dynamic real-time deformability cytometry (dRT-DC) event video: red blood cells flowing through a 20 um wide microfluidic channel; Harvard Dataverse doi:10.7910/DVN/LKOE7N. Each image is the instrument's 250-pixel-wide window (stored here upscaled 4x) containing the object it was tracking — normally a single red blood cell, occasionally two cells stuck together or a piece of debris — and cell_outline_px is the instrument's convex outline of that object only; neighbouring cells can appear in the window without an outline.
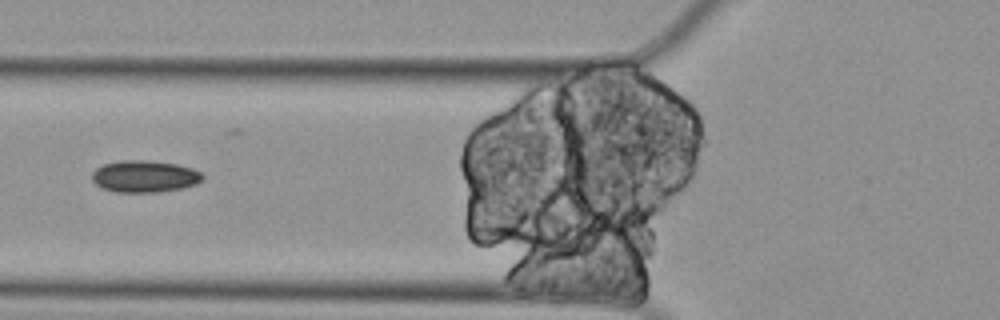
{"species": "Egyptian fruit bat (a non-hibernating species)", "species_latin": "Rousettus aegyptiacus", "temperature_condition": "cold", "stored_images_in_passage": 15, "camera_frame_rate_fps": 3000, "um_per_image_px": 0.085, "animal": {"sex": "female"}, "frame": {"image": 1, "passage_image": 6, "time_ms": 1.667, "image_size_px": [1000, 320], "cell_outline_px": [[204, 180], [196, 184], [180, 188], [160, 192], [116, 192], [100, 188], [92, 180], [92, 172], [96, 168], [104, 164], [120, 160], [148, 160], [176, 164], [192, 168], [200, 172], [204, 176]], "centroid_in_image_um": [12.28, 14.99], "position_along_channel_um": 113.5, "area_um2": 20.69}}
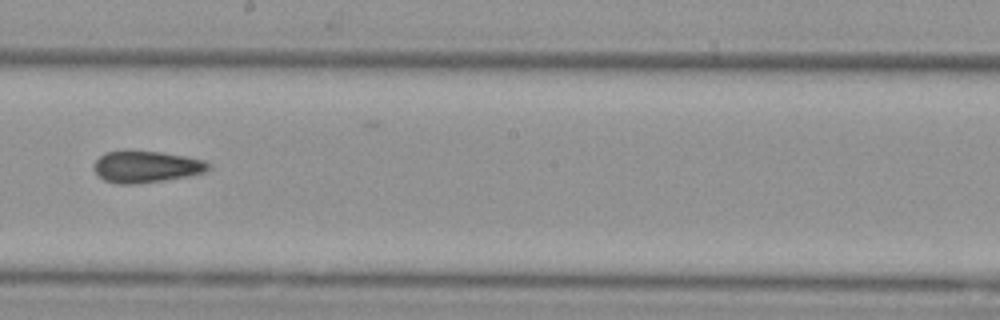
{"frame": {"image": 2, "passage_image": 9, "time_ms": 2.667, "image_size_px": [1000, 320], "cell_outline_px": [[212, 168], [204, 172], [188, 176], [164, 180], [136, 184], [116, 184], [104, 180], [92, 168], [92, 164], [104, 152], [124, 148], [128, 148], [160, 152], [184, 156], [204, 160]], "centroid_in_image_um": [12.36, 14.14], "position_along_channel_um": 235.8, "area_um2": 21.73}}
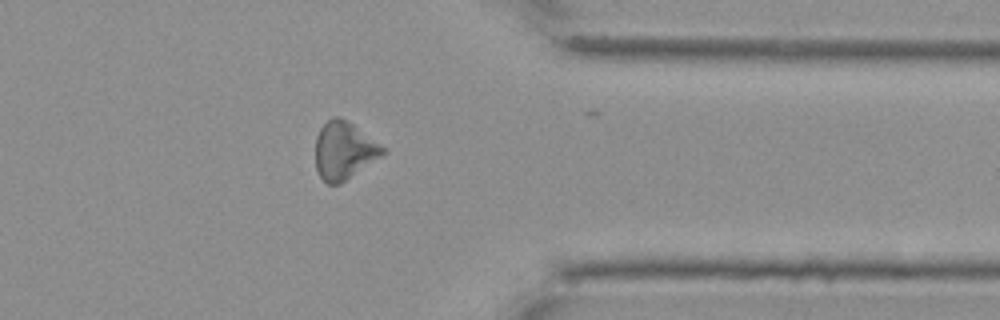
{"frame": {"image": 3, "passage_image": 13, "time_ms": 4.0, "image_size_px": [1000, 320], "cell_outline_px": [[388, 152], [340, 184], [328, 184], [320, 176], [316, 168], [316, 136], [320, 128], [328, 120], [336, 116], [340, 116], [348, 120], [384, 148]], "centroid_in_image_um": [29.23, 12.8], "position_along_channel_um": 382.2, "area_um2": 22.43}}